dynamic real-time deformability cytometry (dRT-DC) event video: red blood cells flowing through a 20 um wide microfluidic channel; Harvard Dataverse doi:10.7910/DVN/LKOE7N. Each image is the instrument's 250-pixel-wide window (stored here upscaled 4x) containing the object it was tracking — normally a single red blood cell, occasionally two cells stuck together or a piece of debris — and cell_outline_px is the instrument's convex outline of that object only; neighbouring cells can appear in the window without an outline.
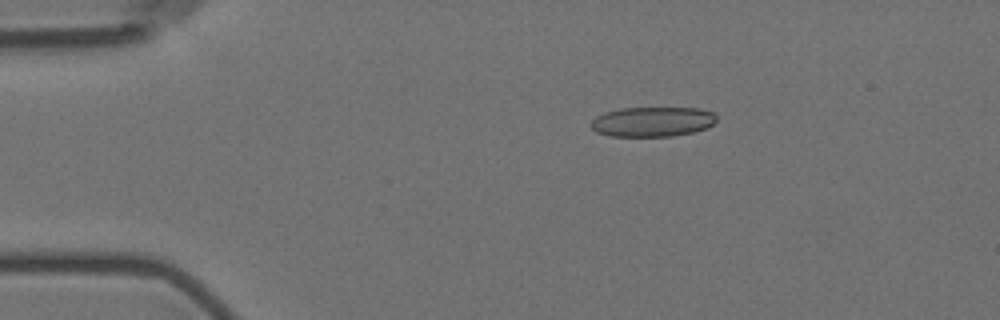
{"species": "Egyptian fruit bat (a non-hibernating species)", "species_latin": "Rousettus aegyptiacus", "temperature_condition": "room temperature", "stored_images_in_passage": 5, "camera_frame_rate_fps": 3000, "um_per_image_px": 0.085, "animal": {"sex": "female"}, "frame": {"image": 1, "passage_image": 3, "time_ms": 3.333, "image_size_px": [1000, 320], "cell_outline_px": [[716, 120], [708, 128], [692, 132], [672, 136], [608, 136], [596, 132], [588, 124], [596, 116], [604, 112], [620, 108], [700, 108], [712, 112], [716, 116]], "centroid_in_image_um": [55.42, 10.34], "position_along_channel_um": 29.6, "area_um2": 21.96}}